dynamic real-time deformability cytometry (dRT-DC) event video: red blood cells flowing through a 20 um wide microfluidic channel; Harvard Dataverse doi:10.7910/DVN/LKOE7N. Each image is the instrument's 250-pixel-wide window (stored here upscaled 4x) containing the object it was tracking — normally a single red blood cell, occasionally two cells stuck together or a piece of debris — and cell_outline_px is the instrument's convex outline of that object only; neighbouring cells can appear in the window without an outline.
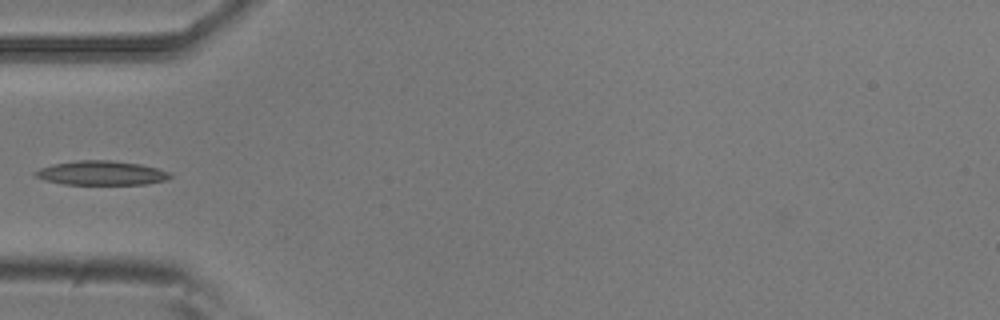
{"species": "common noctule bat (a hibernating species)", "species_latin": "Nyctalus noctula", "temperature_condition": "room temperature", "stored_images_in_passage": 3, "camera_frame_rate_fps": 3000, "um_per_image_px": 0.085, "animal": {"sex": "male", "body_mass_g": 20.5, "forearm_length_mm": 52.5}, "frame": {"image": 1, "passage_image": 3, "time_ms": 0.667, "image_size_px": [1000, 320], "cell_outline_px": [[172, 176], [168, 180], [148, 184], [64, 184], [44, 180], [32, 176], [32, 172], [40, 168], [52, 164], [76, 160], [112, 160], [140, 164], [156, 168], [168, 172]], "centroid_in_image_um": [8.57, 14.7], "position_along_channel_um": 76.4, "area_um2": 19.19}}